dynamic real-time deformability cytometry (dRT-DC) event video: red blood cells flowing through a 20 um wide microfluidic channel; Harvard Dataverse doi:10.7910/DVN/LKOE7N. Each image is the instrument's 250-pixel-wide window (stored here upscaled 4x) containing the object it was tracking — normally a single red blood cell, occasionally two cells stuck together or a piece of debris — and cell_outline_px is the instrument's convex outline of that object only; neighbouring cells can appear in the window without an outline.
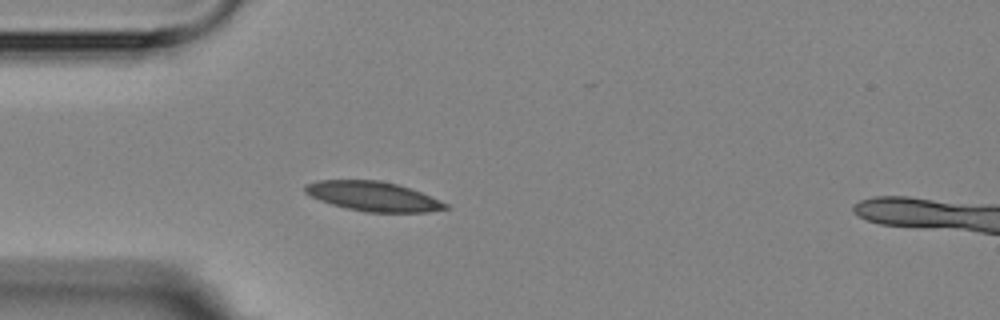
{"species": "Egyptian fruit bat (a non-hibernating species)", "species_latin": "Rousettus aegyptiacus", "temperature_condition": "room temperature", "stored_images_in_passage": 5, "camera_frame_rate_fps": 3000, "um_per_image_px": 0.085, "animal": {"sex": "female"}, "frame": {"image": 1, "passage_image": 5, "time_ms": 4.667, "image_size_px": [1000, 320], "cell_outline_px": [[452, 208], [428, 212], [364, 212], [332, 204], [320, 200], [304, 192], [304, 184], [316, 180], [380, 180], [396, 184], [420, 192], [440, 200], [448, 204]], "centroid_in_image_um": [31.72, 16.69], "position_along_channel_um": 53.3, "area_um2": 24.1}}